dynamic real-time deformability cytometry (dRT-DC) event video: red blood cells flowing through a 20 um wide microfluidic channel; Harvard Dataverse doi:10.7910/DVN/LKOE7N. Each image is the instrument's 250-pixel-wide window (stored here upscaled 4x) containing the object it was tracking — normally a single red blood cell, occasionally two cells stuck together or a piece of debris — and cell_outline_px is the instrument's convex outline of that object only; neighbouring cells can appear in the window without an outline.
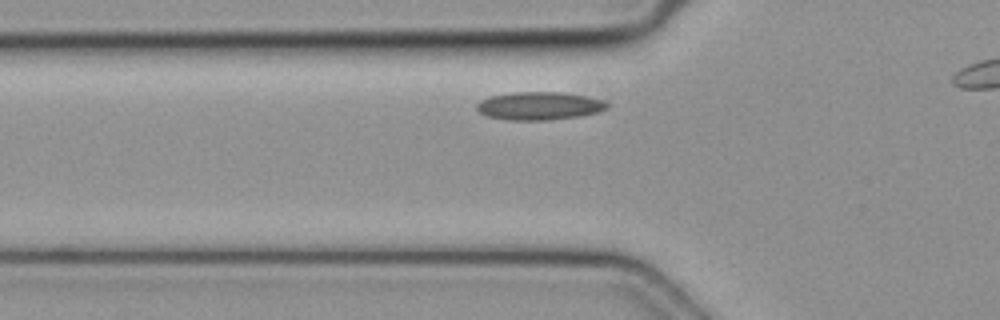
{"species": "common noctule bat (a hibernating species)", "species_latin": "Nyctalus noctula", "temperature_condition": "cold", "stored_images_in_passage": 30, "camera_frame_rate_fps": 3000, "um_per_image_px": 0.085, "animal": {"sex": "female", "body_mass_g": 19.3, "forearm_length_mm": 54.1}, "frame": {"image": 1, "passage_image": 5, "time_ms": 1.333, "image_size_px": [1000, 320], "cell_outline_px": [[608, 108], [596, 112], [580, 116], [552, 120], [504, 120], [488, 116], [480, 112], [476, 108], [476, 104], [480, 100], [488, 96], [512, 92], [564, 92], [588, 96], [604, 100], [608, 104]], "centroid_in_image_um": [45.83, 8.99], "position_along_channel_um": 80.0, "area_um2": 21.56}}
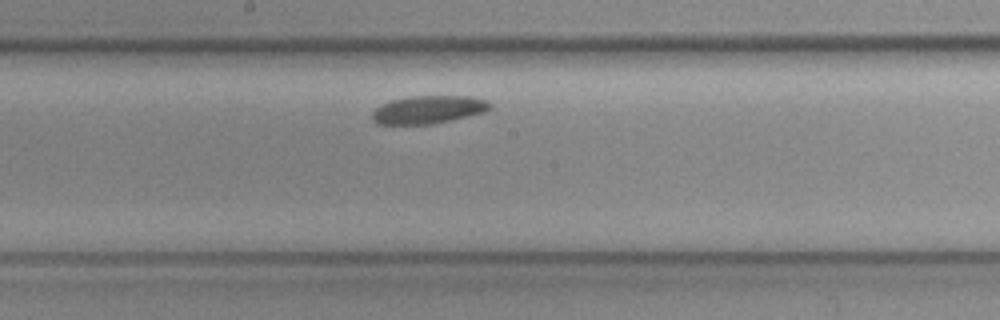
{"frame": {"image": 2, "passage_image": 15, "time_ms": 4.667, "image_size_px": [1000, 320], "cell_outline_px": [[492, 108], [484, 112], [468, 116], [432, 124], [376, 124], [372, 120], [372, 112], [380, 104], [392, 100], [412, 96], [472, 96], [488, 100], [492, 104]], "centroid_in_image_um": [36.42, 9.31], "position_along_channel_um": 211.8, "area_um2": 19.31}}
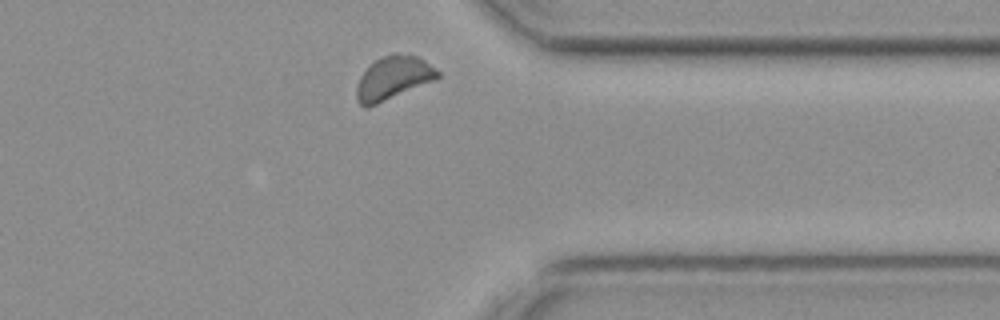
{"frame": {"image": 3, "passage_image": 28, "time_ms": 9.0, "image_size_px": [1000, 320], "cell_outline_px": [[440, 76], [436, 80], [368, 108], [364, 108], [356, 100], [356, 84], [360, 76], [376, 60], [392, 52], [396, 52], [416, 56], [424, 60], [440, 72]], "centroid_in_image_um": [33.41, 6.65], "position_along_channel_um": 378.0, "area_um2": 20.63}}